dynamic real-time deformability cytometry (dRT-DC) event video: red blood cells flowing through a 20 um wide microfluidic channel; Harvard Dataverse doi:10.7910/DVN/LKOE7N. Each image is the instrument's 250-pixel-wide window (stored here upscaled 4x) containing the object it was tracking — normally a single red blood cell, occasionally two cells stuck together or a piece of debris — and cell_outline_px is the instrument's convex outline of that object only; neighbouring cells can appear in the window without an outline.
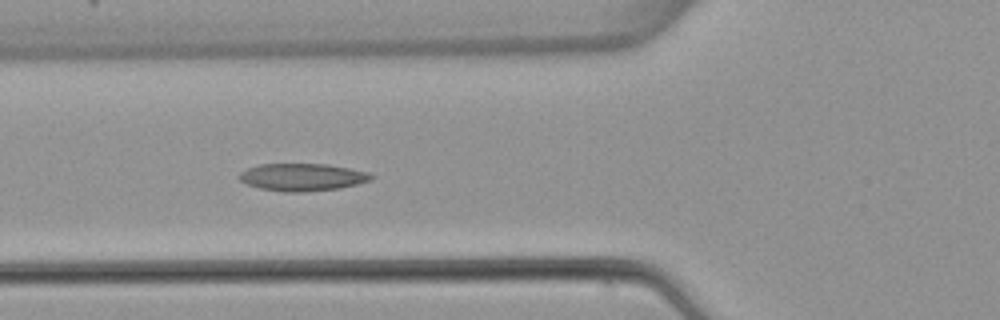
{"species": "common noctule bat (a hibernating species)", "species_latin": "Nyctalus noctula", "temperature_condition": "warm", "stored_images_in_passage": 5, "camera_frame_rate_fps": 3000, "um_per_image_px": 0.085, "animal": {"sex": "female", "body_mass_g": 22.7, "forearm_length_mm": 54.2}, "frame": {"image": 1, "passage_image": 5, "time_ms": 5.667, "image_size_px": [1000, 320], "cell_outline_px": [[376, 176], [372, 180], [340, 188], [304, 192], [284, 192], [260, 188], [248, 184], [240, 180], [236, 176], [240, 172], [248, 168], [260, 164], [328, 164], [368, 172]], "centroid_in_image_um": [25.7, 15.06], "position_along_channel_um": 100.1, "area_um2": 21.15}}